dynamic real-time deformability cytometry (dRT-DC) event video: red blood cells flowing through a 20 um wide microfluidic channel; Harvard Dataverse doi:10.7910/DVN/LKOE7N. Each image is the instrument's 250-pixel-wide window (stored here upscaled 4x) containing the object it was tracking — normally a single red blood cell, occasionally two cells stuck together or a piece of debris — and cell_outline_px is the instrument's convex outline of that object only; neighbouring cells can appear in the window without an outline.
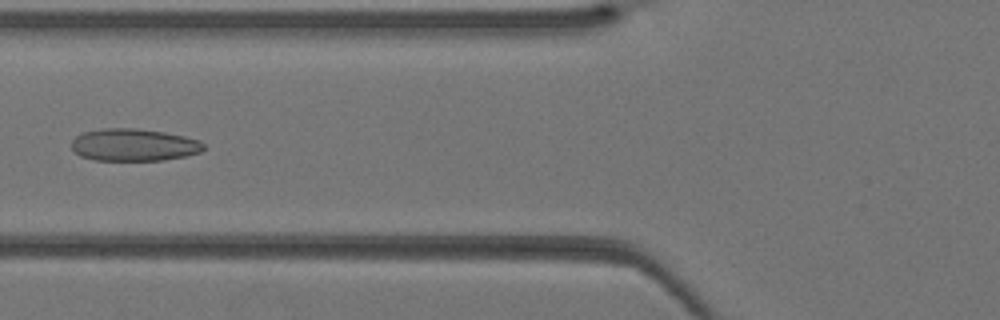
{"species": "Egyptian fruit bat (a non-hibernating species)", "species_latin": "Rousettus aegyptiacus", "temperature_condition": "warm", "stored_images_in_passage": 41, "camera_frame_rate_fps": 3000, "um_per_image_px": 0.085, "animal": {"sex": "female"}, "frame": {"image": 1, "passage_image": 16, "time_ms": 5.0, "image_size_px": [1000, 320], "cell_outline_px": [[204, 148], [200, 152], [184, 156], [160, 160], [96, 160], [80, 156], [72, 148], [72, 140], [76, 136], [84, 132], [104, 128], [136, 128], [164, 132], [184, 136], [200, 140], [204, 144]], "centroid_in_image_um": [11.37, 12.31], "position_along_channel_um": 114.4, "area_um2": 24.74}}
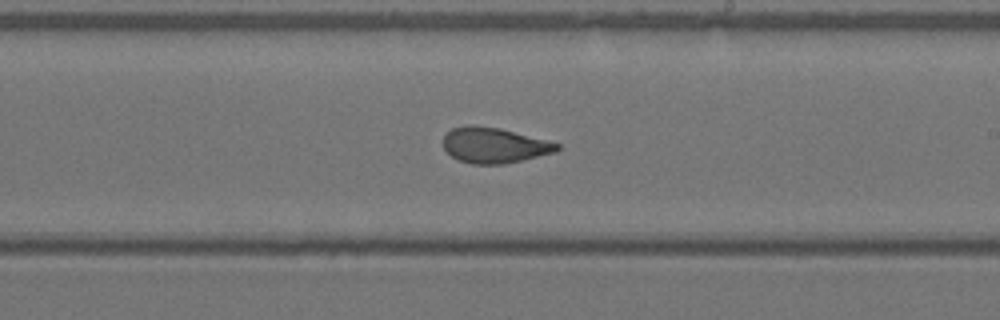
{"frame": {"image": 2, "passage_image": 24, "time_ms": 7.667, "image_size_px": [1000, 320], "cell_outline_px": [[560, 148], [556, 152], [504, 164], [472, 164], [460, 160], [452, 156], [444, 148], [444, 136], [452, 128], [468, 124], [472, 124], [500, 128], [548, 140], [560, 144]], "centroid_in_image_um": [42.02, 12.33], "position_along_channel_um": 247.0, "area_um2": 23.52}}
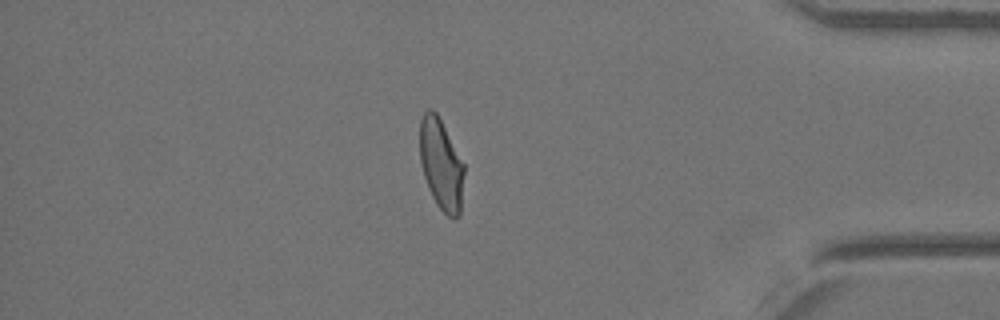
{"frame": {"image": 3, "passage_image": 35, "time_ms": 11.333, "image_size_px": [1000, 320], "cell_outline_px": [[464, 172], [460, 216], [456, 220], [452, 220], [436, 204], [428, 188], [420, 164], [420, 120], [424, 112], [428, 108], [432, 108], [436, 112], [464, 164]], "centroid_in_image_um": [37.49, 14.01], "position_along_channel_um": 397.7, "area_um2": 23.52}}